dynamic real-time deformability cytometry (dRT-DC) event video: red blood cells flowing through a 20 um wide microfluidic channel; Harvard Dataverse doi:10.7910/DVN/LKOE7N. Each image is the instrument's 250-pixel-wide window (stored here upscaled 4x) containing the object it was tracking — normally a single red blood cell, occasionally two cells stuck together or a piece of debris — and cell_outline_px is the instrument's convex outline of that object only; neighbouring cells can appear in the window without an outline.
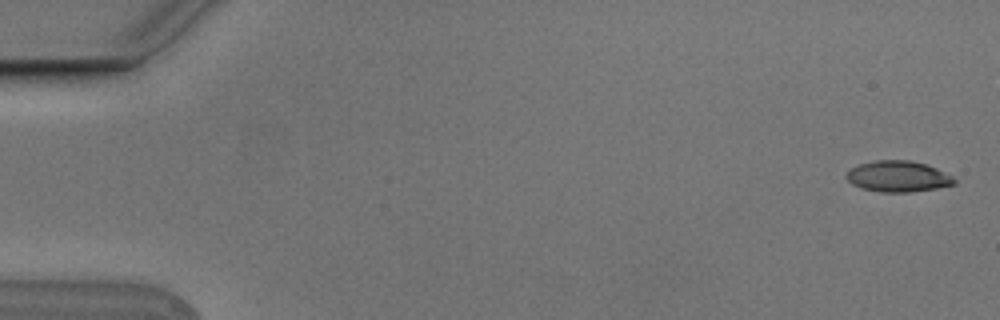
{"species": "Egyptian fruit bat (a non-hibernating species)", "species_latin": "Rousettus aegyptiacus", "temperature_condition": "cold", "stored_images_in_passage": 5, "camera_frame_rate_fps": 3000, "um_per_image_px": 0.085, "animal": {"sex": "male"}, "frame": {"image": 1, "passage_image": 1, "time_ms": 0.0, "image_size_px": [1000, 320], "cell_outline_px": [[956, 184], [936, 188], [912, 192], [880, 192], [860, 188], [852, 184], [844, 176], [852, 168], [860, 164], [872, 160], [908, 160], [928, 164], [952, 176], [956, 180]], "centroid_in_image_um": [76.33, 14.99], "position_along_channel_um": 8.7, "area_um2": 19.59}}
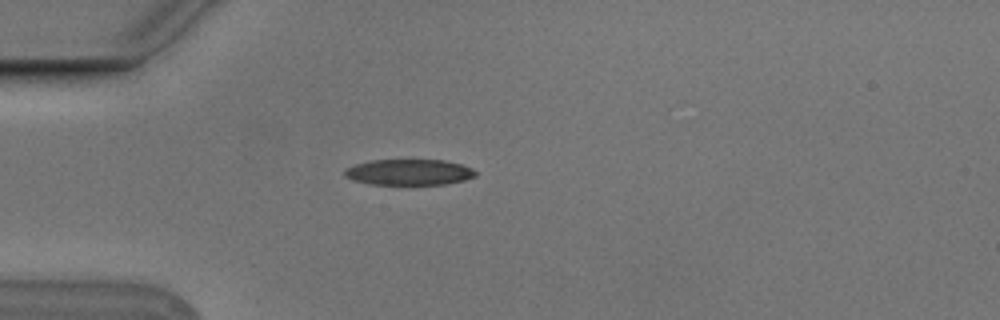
{"frame": {"image": 2, "passage_image": 5, "time_ms": 1.333, "image_size_px": [1000, 320], "cell_outline_px": [[476, 176], [464, 180], [444, 184], [368, 184], [352, 180], [344, 176], [344, 168], [356, 164], [372, 160], [444, 160], [460, 164], [472, 168], [476, 172]], "centroid_in_image_um": [34.73, 14.63], "position_along_channel_um": 50.3, "area_um2": 19.71}}